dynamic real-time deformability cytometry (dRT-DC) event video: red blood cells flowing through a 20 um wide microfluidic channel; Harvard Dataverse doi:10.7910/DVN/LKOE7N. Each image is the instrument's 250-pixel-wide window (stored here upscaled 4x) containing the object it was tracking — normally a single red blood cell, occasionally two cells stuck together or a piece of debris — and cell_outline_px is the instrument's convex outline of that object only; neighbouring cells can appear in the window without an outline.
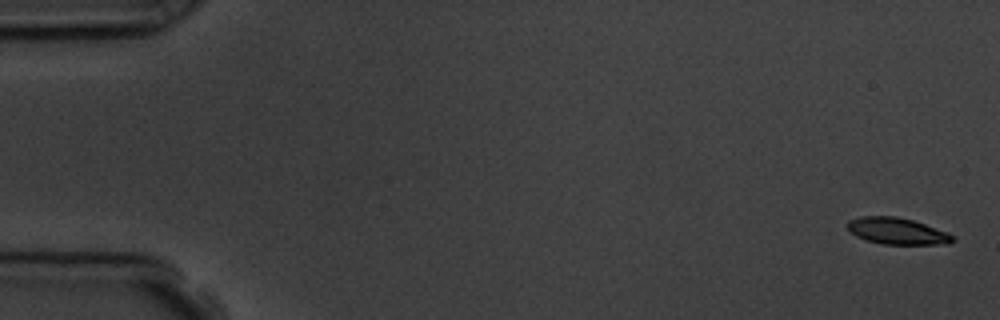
{"species": "common noctule bat (a hibernating species)", "species_latin": "Nyctalus noctula", "temperature_condition": "room temperature", "stored_images_in_passage": 5, "camera_frame_rate_fps": 3000, "um_per_image_px": 0.085, "animal": {"sex": "male", "body_mass_g": 19.5, "forearm_length_mm": 54.6}, "frame": {"image": 1, "passage_image": 1, "time_ms": 0.0, "image_size_px": [1000, 320], "cell_outline_px": [[956, 240], [948, 244], [884, 244], [868, 240], [856, 236], [844, 224], [848, 220], [860, 216], [896, 216], [912, 220], [948, 232]], "centroid_in_image_um": [76.24, 19.63], "position_along_channel_um": 8.8, "area_um2": 16.24}}
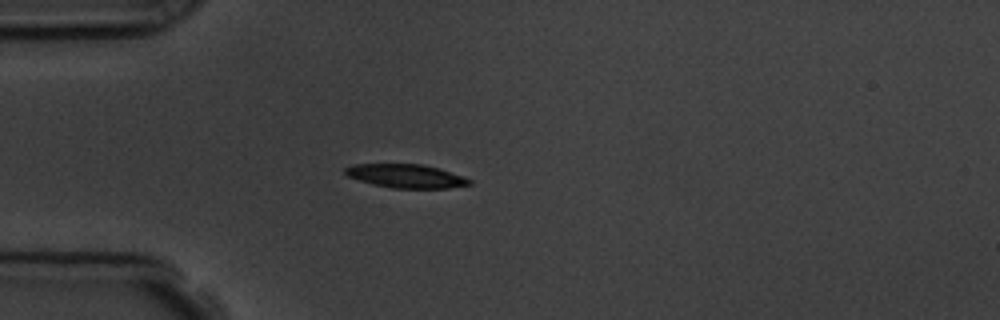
{"frame": {"image": 2, "passage_image": 5, "time_ms": 4.667, "image_size_px": [1000, 320], "cell_outline_px": [[472, 184], [448, 188], [392, 188], [372, 184], [348, 176], [344, 172], [344, 168], [352, 164], [424, 164], [440, 168], [464, 176], [472, 180]], "centroid_in_image_um": [34.54, 14.95], "position_along_channel_um": 50.5, "area_um2": 17.22}}